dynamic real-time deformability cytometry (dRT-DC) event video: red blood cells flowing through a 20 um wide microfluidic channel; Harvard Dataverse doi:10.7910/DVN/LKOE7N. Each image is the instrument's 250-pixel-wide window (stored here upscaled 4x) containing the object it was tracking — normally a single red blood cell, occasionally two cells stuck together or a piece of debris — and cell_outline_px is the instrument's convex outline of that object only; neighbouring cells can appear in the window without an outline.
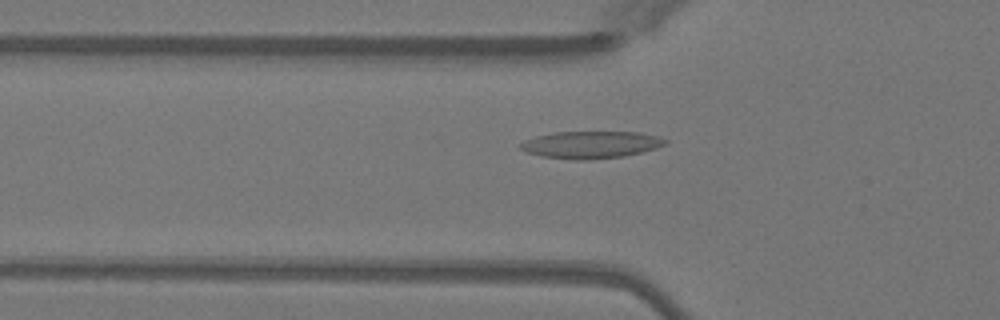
{"species": "Egyptian fruit bat (a non-hibernating species)", "species_latin": "Rousettus aegyptiacus", "temperature_condition": "warm", "stored_images_in_passage": 43, "camera_frame_rate_fps": 3000, "um_per_image_px": 0.085, "animal": {"sex": "female"}, "frame": {"image": 1, "passage_image": 10, "time_ms": 3.0, "image_size_px": [1000, 320], "cell_outline_px": [[668, 144], [656, 148], [624, 156], [592, 160], [572, 160], [544, 156], [528, 152], [520, 148], [520, 144], [524, 140], [536, 136], [552, 132], [640, 132], [660, 136], [668, 140]], "centroid_in_image_um": [50.27, 12.29], "position_along_channel_um": 75.5, "area_um2": 23.06}}
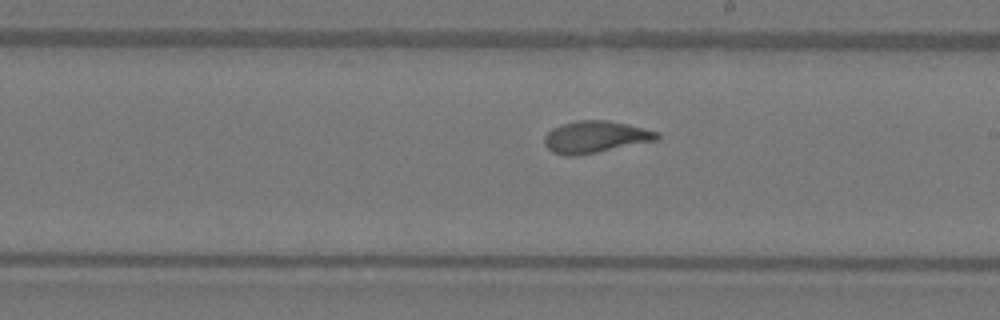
{"frame": {"image": 2, "passage_image": 22, "time_ms": 7.0, "image_size_px": [1000, 320], "cell_outline_px": [[660, 136], [656, 140], [576, 156], [564, 156], [552, 152], [544, 144], [544, 136], [552, 128], [576, 120], [608, 120], [628, 124], [660, 132]], "centroid_in_image_um": [50.58, 11.63], "position_along_channel_um": 238.4, "area_um2": 20.87}}
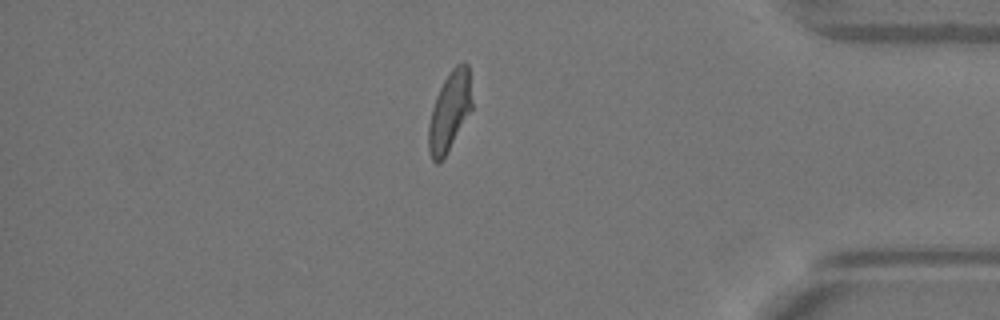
{"frame": {"image": 3, "passage_image": 36, "time_ms": 11.667, "image_size_px": [1000, 320], "cell_outline_px": [[472, 108], [440, 164], [436, 164], [432, 160], [428, 152], [428, 124], [432, 108], [436, 96], [448, 72], [456, 64], [464, 60], [468, 64], [472, 100]], "centroid_in_image_um": [38.2, 9.45], "position_along_channel_um": 397.0, "area_um2": 20.11}, "authors_computed_cell_mechanics": {"area_um2": 20.6346, "velocity_mm_per_s": 4.0396, "shape_relaxation_time_tau1_ms": 5.0362, "shape_relaxation_time_tau2_ms": 1.5438, "deformation_change_tau1": 0.189, "deformation_change_tau2": 0.0509}}